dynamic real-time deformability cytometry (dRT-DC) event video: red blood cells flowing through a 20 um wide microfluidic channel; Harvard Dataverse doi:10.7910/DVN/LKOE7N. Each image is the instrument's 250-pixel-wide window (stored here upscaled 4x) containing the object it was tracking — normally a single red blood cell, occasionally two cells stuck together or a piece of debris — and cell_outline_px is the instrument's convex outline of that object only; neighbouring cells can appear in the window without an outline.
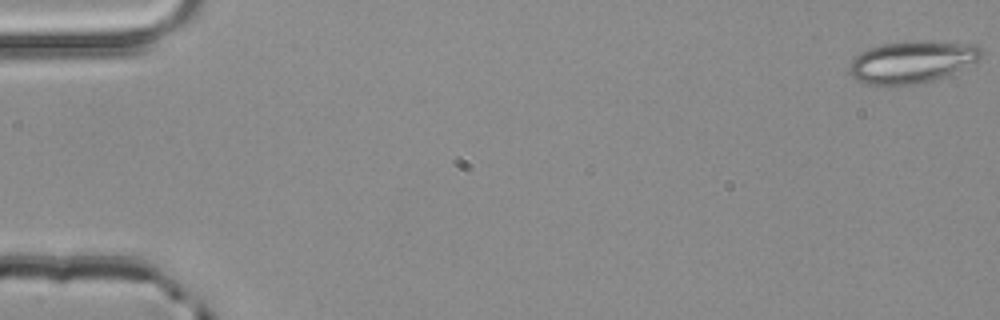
{"species": "common noctule bat (a hibernating species)", "species_latin": "Nyctalus noctula", "temperature_condition": "room temperature", "stored_images_in_passage": 5, "camera_frame_rate_fps": 3000, "um_per_image_px": 0.085, "animal": {"sex": "male", "body_mass_g": 20.4}, "frame": {"image": 1, "passage_image": 1, "time_ms": 0.0, "image_size_px": [1000, 320], "cell_outline_px": [[980, 56], [976, 60], [952, 72], [932, 80], [920, 84], [884, 88], [868, 84], [856, 80], [848, 72], [852, 60], [860, 52], [868, 48], [884, 44], [904, 40], [924, 40], [976, 44], [980, 48]], "centroid_in_image_um": [77.42, 5.28], "position_along_channel_um": 7.6, "area_um2": 32.71}}